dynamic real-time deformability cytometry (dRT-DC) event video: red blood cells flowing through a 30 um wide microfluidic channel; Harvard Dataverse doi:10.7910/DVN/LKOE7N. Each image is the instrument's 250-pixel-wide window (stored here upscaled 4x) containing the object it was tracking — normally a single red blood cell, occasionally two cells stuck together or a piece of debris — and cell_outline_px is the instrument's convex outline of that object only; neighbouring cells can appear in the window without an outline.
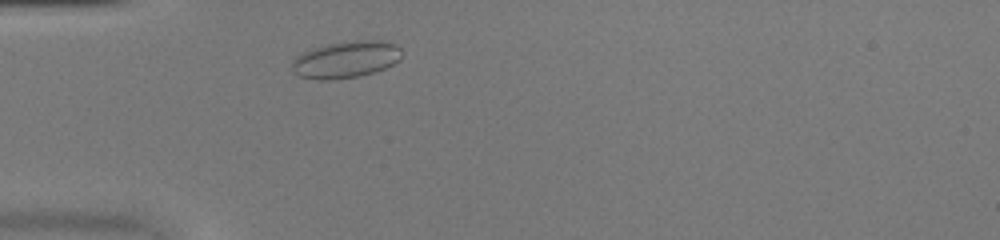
{"species": "common noctule bat (a hibernating species)", "species_latin": "Nyctalus noctula", "temperature_condition": "warm", "stored_images_in_passage": 37, "camera_frame_rate_fps": 3000, "um_per_image_px": 0.085, "animal": {"sex": "female", "body_mass_g": 20.0, "forearm_length_mm": 54.0}, "frame": {"image": 1, "passage_image": 4, "time_ms": 1.0, "image_size_px": [1000, 240], "cell_outline_px": [[400, 60], [384, 68], [360, 76], [332, 80], [316, 80], [300, 76], [292, 72], [292, 60], [296, 56], [312, 48], [328, 44], [356, 40], [384, 40], [396, 44], [400, 48]], "centroid_in_image_um": [29.38, 5.06], "position_along_channel_um": 55.6, "area_um2": 23.64}}
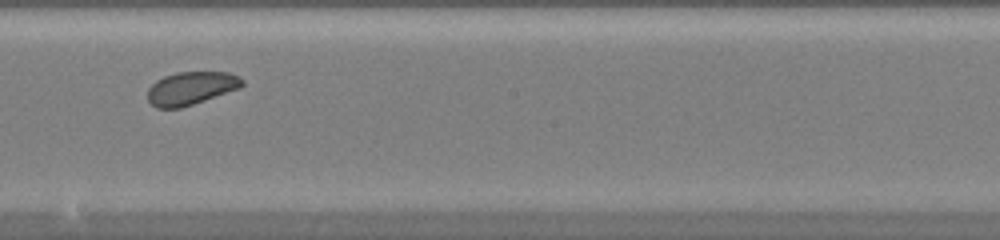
{"frame": {"image": 2, "passage_image": 17, "time_ms": 5.333, "image_size_px": [1000, 240], "cell_outline_px": [[244, 84], [240, 88], [180, 108], [156, 108], [148, 100], [148, 88], [156, 80], [164, 76], [176, 72], [228, 72], [240, 76], [244, 80]], "centroid_in_image_um": [16.24, 7.48], "position_along_channel_um": 232.0, "area_um2": 18.21}}
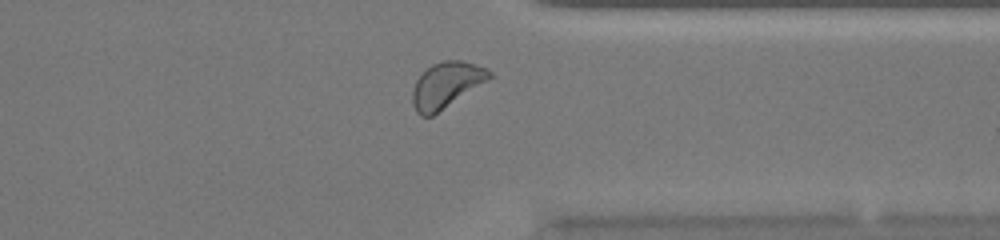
{"frame": {"image": 3, "passage_image": 27, "time_ms": 8.667, "image_size_px": [1000, 240], "cell_outline_px": [[492, 76], [488, 80], [432, 116], [420, 116], [416, 112], [412, 104], [412, 92], [416, 80], [432, 64], [444, 60], [460, 60], [488, 68], [492, 72]], "centroid_in_image_um": [37.93, 7.22], "position_along_channel_um": 373.5, "area_um2": 20.29}, "authors_computed_cell_mechanics": {"area_um2": 19.7098, "velocity_mm_per_s": 4.3041, "shape_relaxation_time_tau1_ms": 3.4213, "shape_relaxation_time_tau2_ms": 1.2757, "deformation_change_tau1": 0.082, "deformation_change_tau2": 0.0685}}